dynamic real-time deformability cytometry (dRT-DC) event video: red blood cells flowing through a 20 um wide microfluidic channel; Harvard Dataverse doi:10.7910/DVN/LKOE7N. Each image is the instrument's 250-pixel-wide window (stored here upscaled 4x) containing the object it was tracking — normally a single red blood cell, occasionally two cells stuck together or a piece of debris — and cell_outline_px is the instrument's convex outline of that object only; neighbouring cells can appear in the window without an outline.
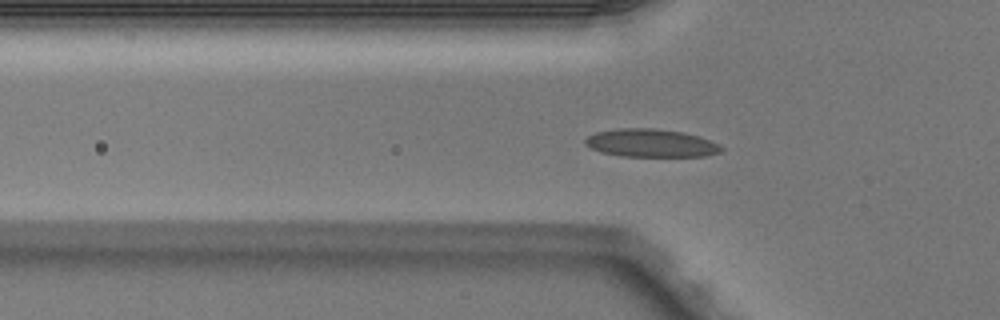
{"species": "Egyptian fruit bat (a non-hibernating species)", "species_latin": "Rousettus aegyptiacus", "temperature_condition": "warm", "stored_images_in_passage": 39, "camera_frame_rate_fps": 3000, "um_per_image_px": 0.085, "animal": {"sex": "male"}, "frame": {"image": 1, "passage_image": 6, "time_ms": 1.667, "image_size_px": [1000, 320], "cell_outline_px": [[724, 148], [720, 152], [704, 156], [620, 156], [600, 152], [584, 144], [584, 140], [588, 136], [596, 132], [620, 128], [652, 128], [684, 132], [700, 136], [720, 144]], "centroid_in_image_um": [55.34, 12.16], "position_along_channel_um": 70.5, "area_um2": 22.31}}
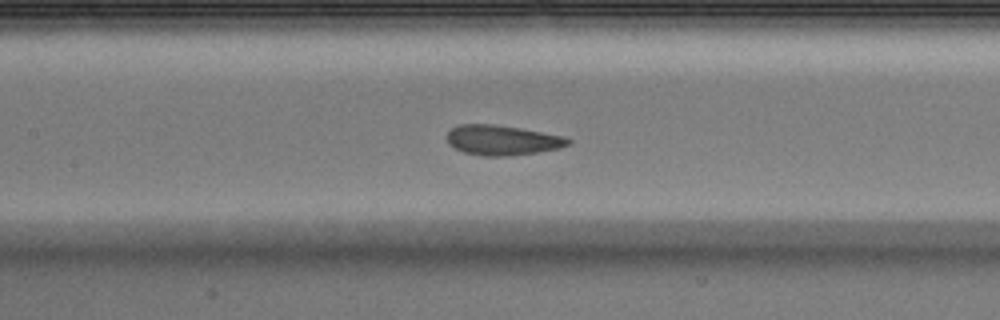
{"frame": {"image": 2, "passage_image": 13, "time_ms": 4.0, "image_size_px": [1000, 320], "cell_outline_px": [[572, 144], [560, 148], [536, 152], [508, 156], [480, 156], [464, 152], [448, 144], [448, 132], [452, 128], [460, 124], [492, 124], [520, 128], [564, 136], [572, 140]], "centroid_in_image_um": [42.72, 11.92], "position_along_channel_um": 164.7, "area_um2": 21.15}}
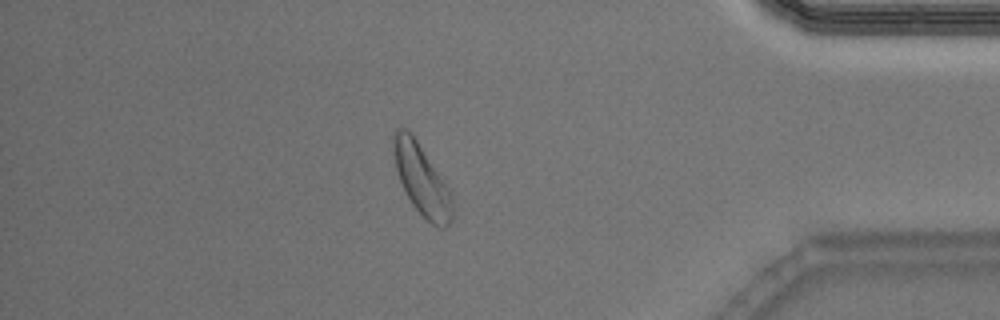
{"frame": {"image": 3, "passage_image": 33, "time_ms": 10.667, "image_size_px": [1000, 320], "cell_outline_px": [[456, 216], [444, 228], [440, 228], [432, 224], [412, 204], [400, 180], [396, 168], [392, 152], [392, 136], [396, 128], [404, 128], [412, 132], [448, 188], [452, 196]], "centroid_in_image_um": [35.85, 15.27], "position_along_channel_um": 399.3, "area_um2": 24.28}}